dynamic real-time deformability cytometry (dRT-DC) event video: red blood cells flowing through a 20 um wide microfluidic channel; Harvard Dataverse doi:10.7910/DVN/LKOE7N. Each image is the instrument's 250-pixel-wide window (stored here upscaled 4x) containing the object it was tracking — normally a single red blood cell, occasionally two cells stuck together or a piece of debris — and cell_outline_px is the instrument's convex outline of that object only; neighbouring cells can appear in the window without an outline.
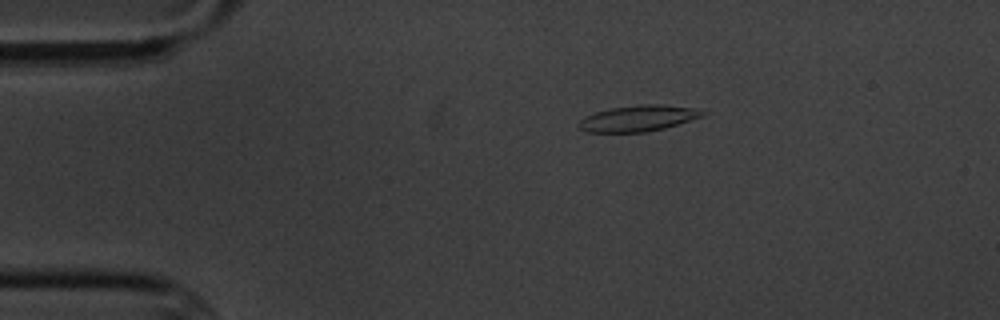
{"species": "common noctule bat (a hibernating species)", "species_latin": "Nyctalus noctula", "temperature_condition": "cold", "stored_images_in_passage": 5, "camera_frame_rate_fps": 3000, "um_per_image_px": 0.085, "animal": {"sex": "male", "body_mass_g": 20.1, "forearm_length_mm": 53.5}, "frame": {"image": 1, "passage_image": 5, "time_ms": 5.667, "image_size_px": [1000, 320], "cell_outline_px": [[708, 112], [704, 116], [664, 128], [644, 132], [588, 132], [580, 128], [580, 120], [596, 112], [612, 108], [640, 104], [656, 104], [696, 108]], "centroid_in_image_um": [54.31, 10.05], "position_along_channel_um": 30.7, "area_um2": 18.5}}